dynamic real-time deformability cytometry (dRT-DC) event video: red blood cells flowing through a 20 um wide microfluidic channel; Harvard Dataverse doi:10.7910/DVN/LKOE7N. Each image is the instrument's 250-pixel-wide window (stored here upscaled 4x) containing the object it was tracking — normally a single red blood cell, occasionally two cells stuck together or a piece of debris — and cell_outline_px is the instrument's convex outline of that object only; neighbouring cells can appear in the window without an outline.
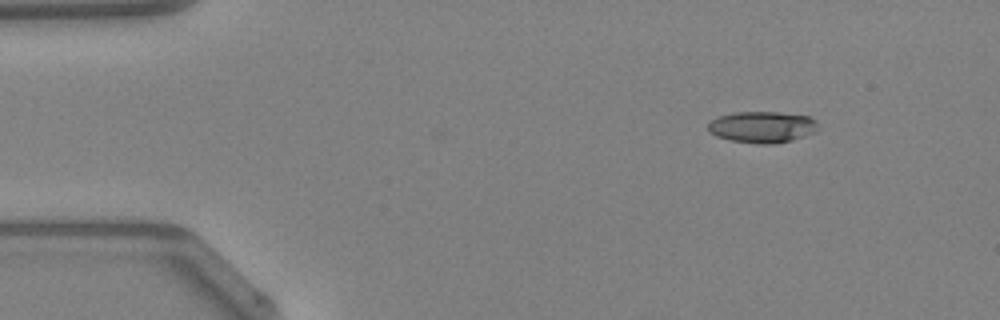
{"species": "Egyptian fruit bat (a non-hibernating species)", "species_latin": "Rousettus aegyptiacus", "temperature_condition": "warm", "stored_images_in_passage": 9, "camera_frame_rate_fps": 3000, "um_per_image_px": 0.085, "animal": {"sex": "female"}, "frame": {"image": 1, "passage_image": 1, "time_ms": 0.0, "image_size_px": [1000, 320], "cell_outline_px": [[816, 132], [792, 140], [776, 144], [756, 144], [732, 140], [716, 136], [708, 132], [708, 124], [716, 116], [732, 112], [776, 112], [808, 116], [816, 120]], "centroid_in_image_um": [64.75, 10.8], "position_along_channel_um": 20.2, "area_um2": 20.23}}